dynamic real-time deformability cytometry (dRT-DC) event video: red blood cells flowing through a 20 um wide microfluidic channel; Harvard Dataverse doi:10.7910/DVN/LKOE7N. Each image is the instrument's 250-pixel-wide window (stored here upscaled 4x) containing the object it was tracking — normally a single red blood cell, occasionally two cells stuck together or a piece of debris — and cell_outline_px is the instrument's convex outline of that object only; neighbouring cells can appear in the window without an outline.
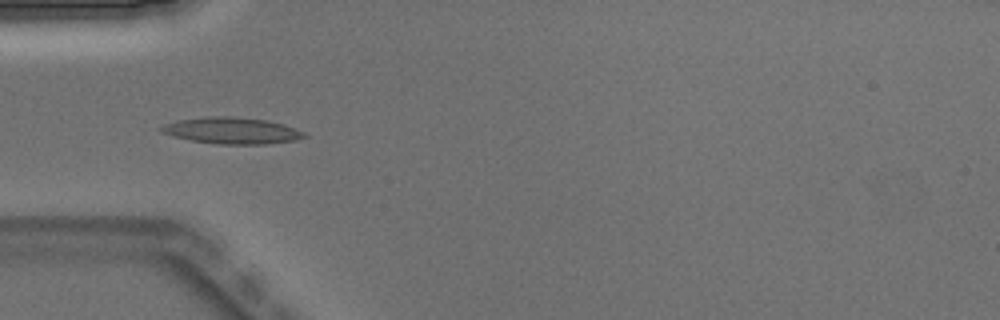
{"species": "Egyptian fruit bat (a non-hibernating species)", "species_latin": "Rousettus aegyptiacus", "temperature_condition": "warm", "stored_images_in_passage": 1, "camera_frame_rate_fps": 3000, "um_per_image_px": 0.085, "animal": {"sex": "male"}, "frame": {"image": 1, "passage_image": 1, "time_ms": 0.0, "image_size_px": [1000, 320], "cell_outline_px": [[308, 136], [292, 140], [264, 144], [216, 144], [192, 140], [172, 136], [160, 132], [160, 128], [164, 124], [176, 120], [208, 116], [232, 116], [268, 120], [284, 124], [304, 132]], "centroid_in_image_um": [19.67, 11.09], "position_along_channel_um": 65.3, "area_um2": 22.02}}